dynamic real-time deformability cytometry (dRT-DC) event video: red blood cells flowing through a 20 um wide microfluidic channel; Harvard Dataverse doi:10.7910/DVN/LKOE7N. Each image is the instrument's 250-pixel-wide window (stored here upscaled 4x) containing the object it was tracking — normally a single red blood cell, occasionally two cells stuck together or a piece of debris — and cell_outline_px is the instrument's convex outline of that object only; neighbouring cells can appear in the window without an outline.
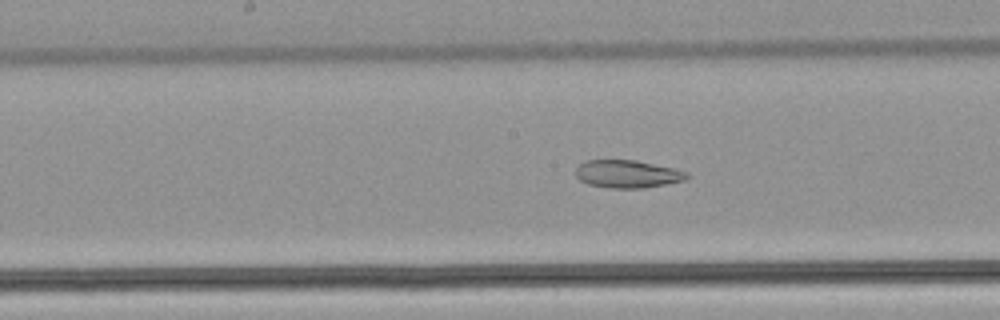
{"species": "common noctule bat (a hibernating species)", "species_latin": "Nyctalus noctula", "temperature_condition": "warm", "stored_images_in_passage": 46, "camera_frame_rate_fps": 3000, "um_per_image_px": 0.085, "animal": {"sex": "male", "body_mass_g": 21.5, "forearm_length_mm": 52.0}, "frame": {"image": 1, "passage_image": 27, "time_ms": 8.667, "image_size_px": [1000, 320], "cell_outline_px": [[688, 176], [684, 180], [644, 188], [612, 188], [588, 184], [580, 180], [576, 176], [576, 168], [584, 160], [636, 160], [672, 168], [688, 172]], "centroid_in_image_um": [53.3, 14.78], "position_along_channel_um": 194.9, "area_um2": 17.8}}
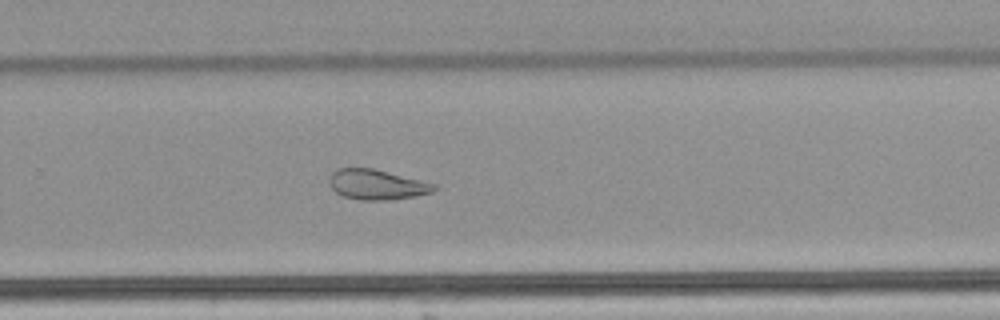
{"frame": {"image": 2, "passage_image": 35, "time_ms": 11.333, "image_size_px": [1000, 320], "cell_outline_px": [[436, 188], [432, 192], [392, 200], [360, 200], [344, 196], [336, 192], [328, 184], [328, 180], [332, 172], [340, 168], [372, 168], [436, 184]], "centroid_in_image_um": [31.99, 15.69], "position_along_channel_um": 297.8, "area_um2": 18.21}}
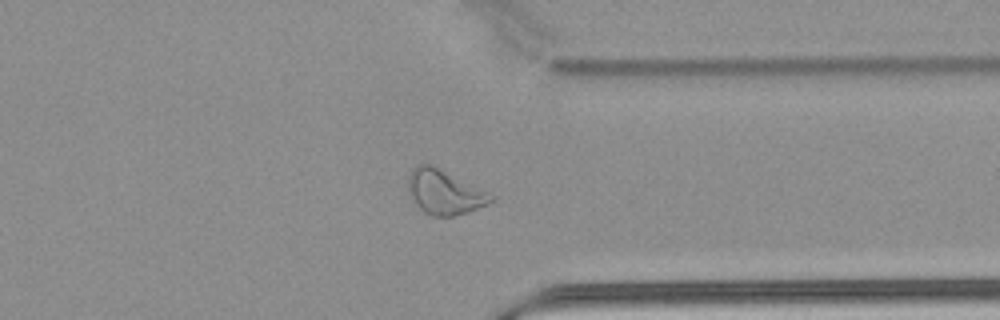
{"frame": {"image": 3, "passage_image": 41, "time_ms": 13.333, "image_size_px": [1000, 320], "cell_outline_px": [[496, 196], [492, 200], [468, 212], [452, 216], [432, 216], [424, 212], [416, 204], [412, 196], [408, 184], [408, 176], [412, 168], [416, 164], [432, 164]], "centroid_in_image_um": [37.75, 16.31], "position_along_channel_um": 373.6, "area_um2": 21.1}, "authors_computed_cell_mechanics": {"area_um2": 21.7328, "velocity_mm_per_s": 3.871, "shape_relaxation_time_tau1_ms": null, "shape_relaxation_time_tau2_ms": 4.8086, "deformation_change_tau1": null, "deformation_change_tau2": 0.1303}}